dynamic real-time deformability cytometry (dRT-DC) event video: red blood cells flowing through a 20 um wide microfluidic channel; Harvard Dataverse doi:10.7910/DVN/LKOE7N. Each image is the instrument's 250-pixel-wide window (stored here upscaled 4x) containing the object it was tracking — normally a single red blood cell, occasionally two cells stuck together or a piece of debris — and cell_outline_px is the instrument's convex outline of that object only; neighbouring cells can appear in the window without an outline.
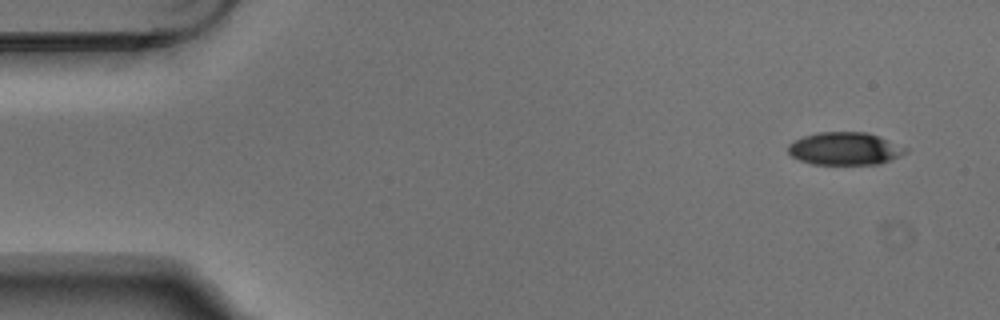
{"species": "Egyptian fruit bat (a non-hibernating species)", "species_latin": "Rousettus aegyptiacus", "temperature_condition": "warm", "stored_images_in_passage": 5, "camera_frame_rate_fps": 3000, "um_per_image_px": 0.085, "animal": {"sex": "male"}, "frame": {"image": 1, "passage_image": 1, "time_ms": 0.0, "image_size_px": [1000, 320], "cell_outline_px": [[908, 152], [900, 156], [880, 164], [812, 164], [800, 160], [792, 156], [788, 152], [788, 144], [804, 136], [816, 132], [868, 132], [908, 148]], "centroid_in_image_um": [71.82, 12.63], "position_along_channel_um": 13.2, "area_um2": 22.37}}
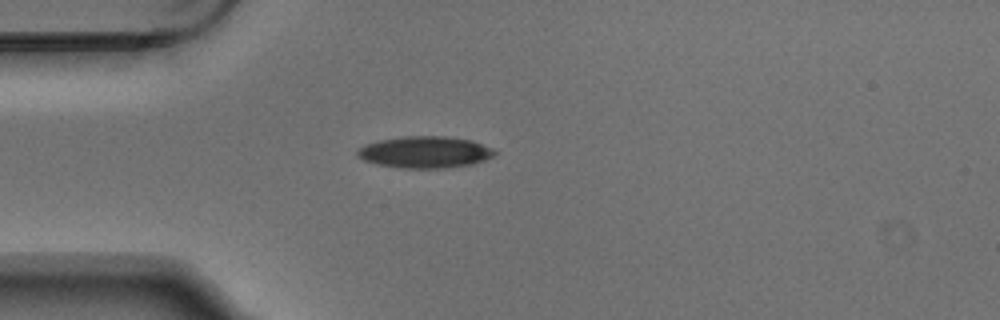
{"frame": {"image": 2, "passage_image": 4, "time_ms": 1.0, "image_size_px": [1000, 320], "cell_outline_px": [[500, 152], [484, 160], [472, 164], [448, 168], [400, 168], [376, 164], [364, 160], [356, 156], [356, 152], [364, 144], [380, 140], [404, 136], [444, 136], [472, 140], [492, 148]], "centroid_in_image_um": [36.13, 12.93], "position_along_channel_um": 48.9, "area_um2": 25.49}}